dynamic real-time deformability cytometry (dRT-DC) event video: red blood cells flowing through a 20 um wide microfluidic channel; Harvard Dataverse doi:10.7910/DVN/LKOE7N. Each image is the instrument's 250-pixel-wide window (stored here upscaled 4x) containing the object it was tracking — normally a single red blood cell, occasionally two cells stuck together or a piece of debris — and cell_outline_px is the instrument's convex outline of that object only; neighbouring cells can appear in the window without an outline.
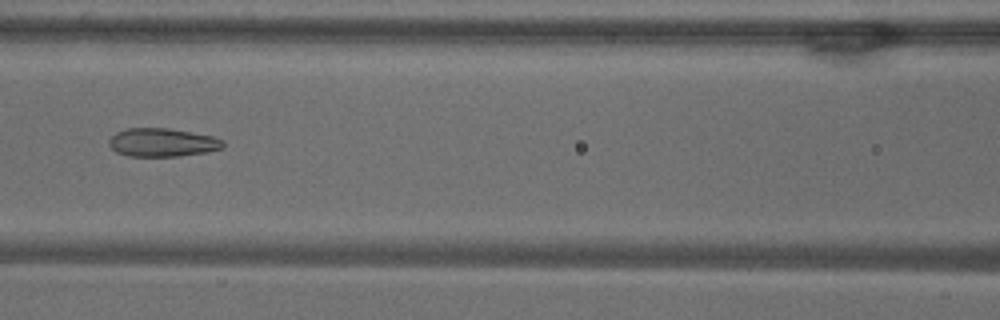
{"species": "common noctule bat (a hibernating species)", "species_latin": "Nyctalus noctula", "temperature_condition": "warm", "stored_images_in_passage": 54, "camera_frame_rate_fps": 3000, "um_per_image_px": 0.085, "animal": {"sex": "male", "body_mass_g": 18.8}, "frame": {"image": 1, "passage_image": 24, "time_ms": 7.667, "image_size_px": [1000, 320], "cell_outline_px": [[224, 148], [208, 152], [180, 156], [128, 156], [116, 152], [108, 144], [108, 140], [116, 132], [128, 128], [168, 128], [212, 136], [224, 140]], "centroid_in_image_um": [13.81, 12.11], "position_along_channel_um": 152.8, "area_um2": 18.96}}
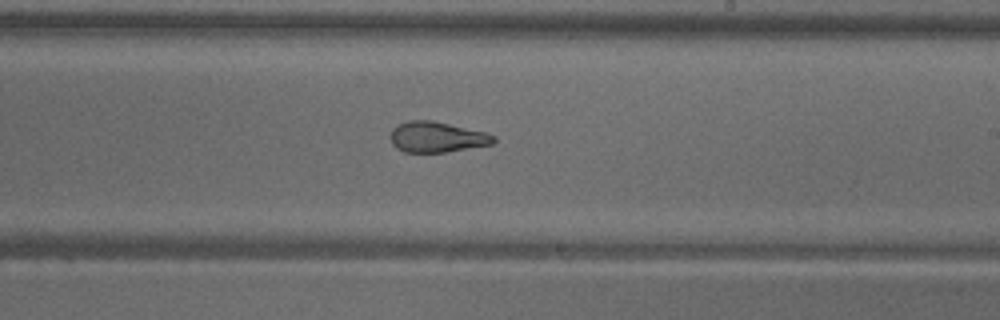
{"frame": {"image": 2, "passage_image": 32, "time_ms": 10.333, "image_size_px": [1000, 320], "cell_outline_px": [[496, 140], [492, 144], [444, 152], [404, 152], [396, 148], [392, 144], [392, 128], [396, 124], [408, 120], [432, 120], [488, 132], [496, 136]], "centroid_in_image_um": [37.15, 11.63], "position_along_channel_um": 251.9, "area_um2": 18.5}}
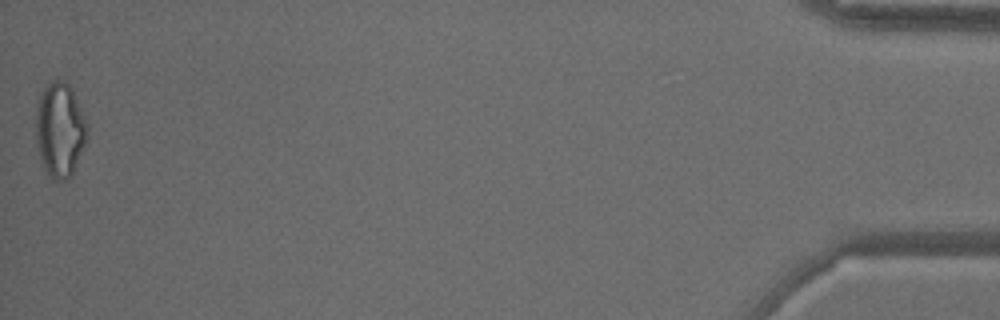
{"frame": {"image": 3, "passage_image": 54, "time_ms": 17.667, "image_size_px": [1000, 320], "cell_outline_px": [[88, 140], [72, 176], [68, 180], [52, 180], [44, 168], [40, 156], [36, 140], [36, 108], [40, 96], [44, 88], [52, 80], [64, 80], [72, 88], [88, 124]], "centroid_in_image_um": [5.12, 11.06], "position_along_channel_um": 430.1, "area_um2": 28.73}, "authors_computed_cell_mechanics": {"area_um2": 22.7732, "velocity_mm_per_s": 3.7187, "shape_relaxation_time_tau1_ms": null, "shape_relaxation_time_tau2_ms": 1.697, "deformation_change_tau1": null, "deformation_change_tau2": 0.0993}}